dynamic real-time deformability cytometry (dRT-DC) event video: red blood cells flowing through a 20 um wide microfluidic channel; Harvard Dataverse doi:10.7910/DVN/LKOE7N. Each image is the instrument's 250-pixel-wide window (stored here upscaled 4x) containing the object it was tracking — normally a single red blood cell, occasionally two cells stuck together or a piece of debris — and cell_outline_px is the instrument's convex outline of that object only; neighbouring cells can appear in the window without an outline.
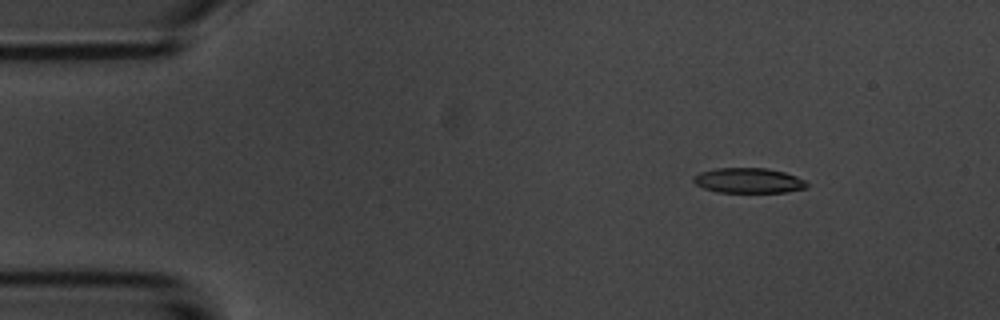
{"species": "common noctule bat (a hibernating species)", "species_latin": "Nyctalus noctula", "temperature_condition": "room temperature", "stored_images_in_passage": 7, "camera_frame_rate_fps": 3000, "um_per_image_px": 0.085, "animal": {"sex": "male", "body_mass_g": 20.1, "forearm_length_mm": 53.5}, "frame": {"image": 1, "passage_image": 2, "time_ms": 1.333, "image_size_px": [1000, 320], "cell_outline_px": [[808, 188], [784, 192], [716, 192], [704, 188], [696, 184], [692, 180], [700, 172], [716, 168], [768, 168], [784, 172], [796, 176], [804, 180], [808, 184]], "centroid_in_image_um": [63.65, 15.34], "position_along_channel_um": 21.4, "area_um2": 16.53}}
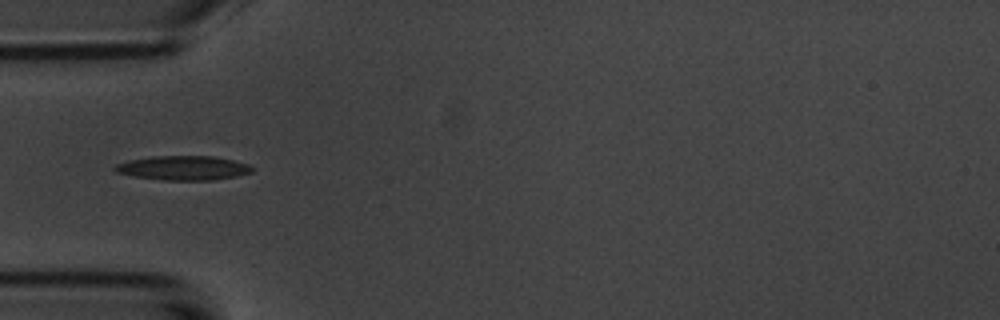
{"frame": {"image": 2, "passage_image": 5, "time_ms": 4.667, "image_size_px": [1000, 320], "cell_outline_px": [[252, 172], [236, 176], [212, 180], [164, 180], [136, 176], [116, 172], [112, 168], [116, 164], [128, 160], [152, 156], [212, 156], [232, 160], [248, 164], [252, 168]], "centroid_in_image_um": [15.55, 14.27], "position_along_channel_um": 69.4, "area_um2": 19.25}}
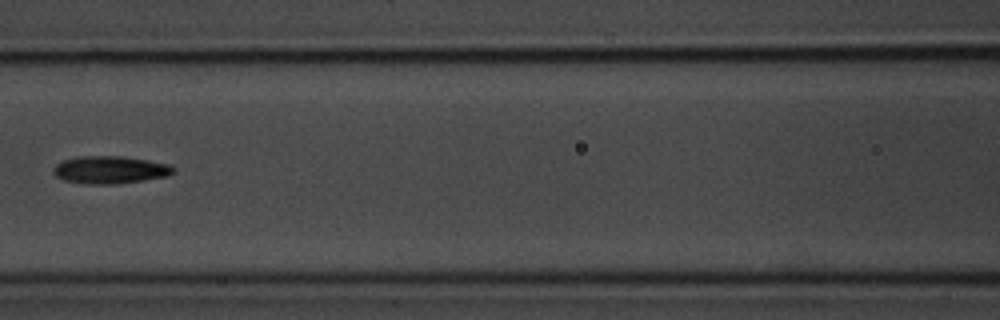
{"frame": {"image": 3, "passage_image": 7, "time_ms": 7.0, "image_size_px": [1000, 320], "cell_outline_px": [[176, 172], [168, 176], [144, 180], [116, 184], [80, 184], [64, 180], [56, 176], [52, 172], [52, 168], [56, 164], [64, 160], [76, 156], [124, 156], [148, 160], [168, 164], [176, 168]], "centroid_in_image_um": [9.35, 14.44], "position_along_channel_um": 157.2, "area_um2": 19.59}}